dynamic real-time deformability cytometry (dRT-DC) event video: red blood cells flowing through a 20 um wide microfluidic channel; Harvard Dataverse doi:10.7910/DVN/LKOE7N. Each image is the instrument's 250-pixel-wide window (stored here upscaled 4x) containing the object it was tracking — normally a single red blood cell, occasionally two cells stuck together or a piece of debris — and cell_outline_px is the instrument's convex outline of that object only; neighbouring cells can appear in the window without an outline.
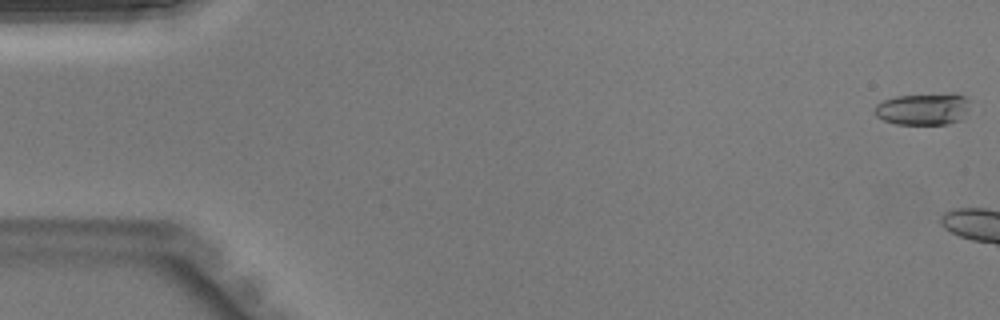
{"species": "Egyptian fruit bat (a non-hibernating species)", "species_latin": "Rousettus aegyptiacus", "temperature_condition": "warm", "stored_images_in_passage": 4, "camera_frame_rate_fps": 3000, "um_per_image_px": 0.085, "animal": {"sex": "male"}, "frame": {"image": 1, "passage_image": 1, "time_ms": 0.0, "image_size_px": [1000, 320], "cell_outline_px": [[968, 108], [960, 120], [948, 124], [896, 124], [884, 120], [876, 116], [876, 104], [884, 100], [896, 96], [952, 92], [956, 92], [964, 96], [968, 100]], "centroid_in_image_um": [78.49, 9.24], "position_along_channel_um": 6.5, "area_um2": 17.8}}